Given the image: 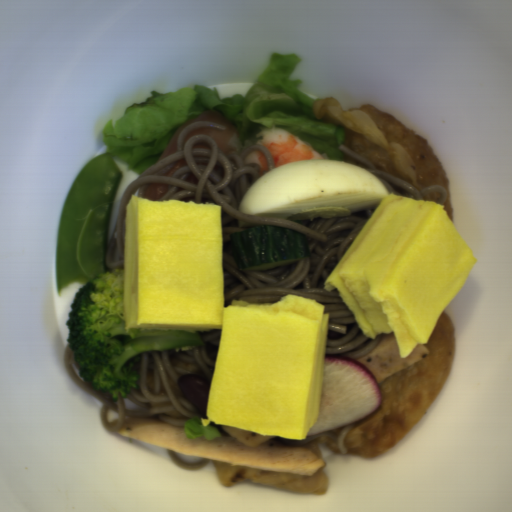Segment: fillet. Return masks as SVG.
Here are the masks:
<instances>
[{
  "label": "fillet",
  "mask_w": 512,
  "mask_h": 512,
  "mask_svg": "<svg viewBox=\"0 0 512 512\" xmlns=\"http://www.w3.org/2000/svg\"><path fill=\"white\" fill-rule=\"evenodd\" d=\"M188 165L186 160L182 157L179 160L176 161V163L173 165V167L166 172L164 175L166 178H171L173 175H175L180 168L183 166Z\"/></svg>",
  "instance_id": "e495c32b"
},
{
  "label": "fillet",
  "mask_w": 512,
  "mask_h": 512,
  "mask_svg": "<svg viewBox=\"0 0 512 512\" xmlns=\"http://www.w3.org/2000/svg\"><path fill=\"white\" fill-rule=\"evenodd\" d=\"M169 185H166L164 183H153L150 184L145 192L143 199H153V200H160L163 196H165L168 193Z\"/></svg>",
  "instance_id": "e2c912f1"
},
{
  "label": "fillet",
  "mask_w": 512,
  "mask_h": 512,
  "mask_svg": "<svg viewBox=\"0 0 512 512\" xmlns=\"http://www.w3.org/2000/svg\"><path fill=\"white\" fill-rule=\"evenodd\" d=\"M195 122H211L224 126V129L218 128H197L188 134L184 142L188 139L199 135L205 134L206 136L213 139L218 146L219 150L228 152L235 148L239 144L240 137L234 124L221 112L215 110H206L200 115L186 120L181 126H179L173 133L168 144L163 150L158 160L168 158L177 151L179 134L189 125Z\"/></svg>",
  "instance_id": "25842a12"
}]
</instances>
